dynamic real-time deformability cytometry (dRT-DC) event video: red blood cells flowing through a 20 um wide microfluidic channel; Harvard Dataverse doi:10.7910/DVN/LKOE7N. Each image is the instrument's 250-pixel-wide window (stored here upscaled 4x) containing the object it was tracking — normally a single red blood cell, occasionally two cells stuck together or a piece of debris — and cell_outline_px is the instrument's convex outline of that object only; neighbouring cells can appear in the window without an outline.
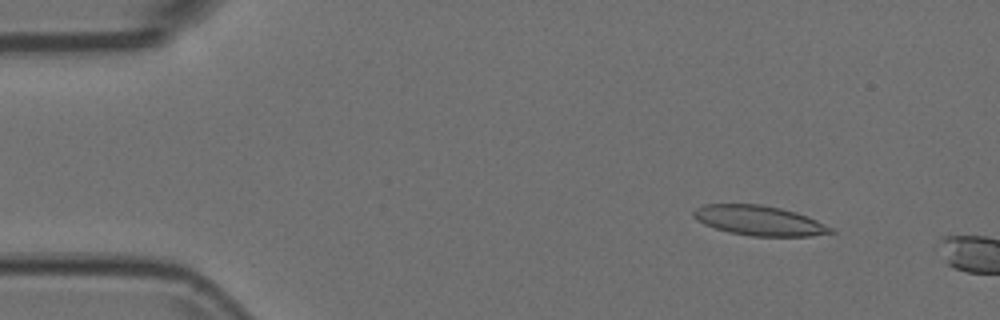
{"species": "Egyptian fruit bat (a non-hibernating species)", "species_latin": "Rousettus aegyptiacus", "temperature_condition": "room temperature", "stored_images_in_passage": 7, "camera_frame_rate_fps": 3000, "um_per_image_px": 0.085, "animal": {"sex": "female"}, "frame": {"image": 1, "passage_image": 5, "time_ms": 1.333, "image_size_px": [1000, 320], "cell_outline_px": [[836, 232], [812, 236], [752, 236], [728, 232], [704, 224], [696, 220], [692, 216], [692, 212], [696, 208], [704, 204], [760, 204], [780, 208], [796, 212], [808, 216], [832, 228]], "centroid_in_image_um": [64.51, 18.74], "position_along_channel_um": 20.5, "area_um2": 23.87}}